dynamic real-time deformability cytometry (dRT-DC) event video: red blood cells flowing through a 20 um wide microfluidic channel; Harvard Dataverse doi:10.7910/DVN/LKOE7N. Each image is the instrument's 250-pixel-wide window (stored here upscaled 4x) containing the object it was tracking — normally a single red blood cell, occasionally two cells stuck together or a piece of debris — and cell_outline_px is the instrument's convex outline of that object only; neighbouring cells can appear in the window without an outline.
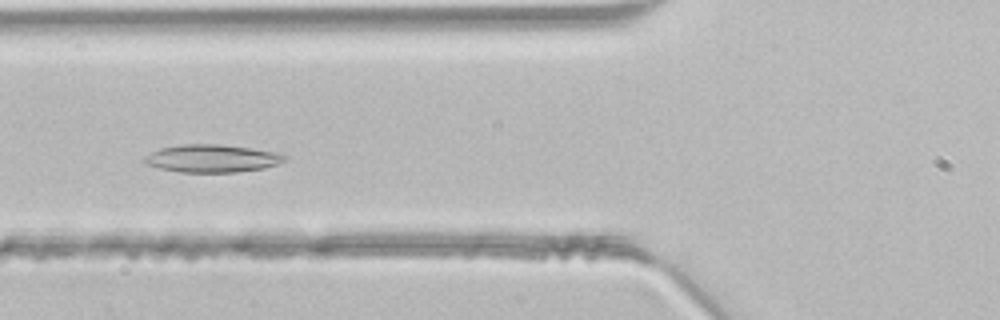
{"species": "common noctule bat (a hibernating species)", "species_latin": "Nyctalus noctula", "temperature_condition": "room temperature", "stored_images_in_passage": 44, "segment_of_instrument_passage": [1, 2], "camera_frame_rate_fps": 3000, "um_per_image_px": 0.085, "animal": {"sex": "male", "body_mass_g": 21.5, "forearm_length_mm": 52.0}, "frame": {"image": 1, "passage_image": 15, "time_ms": 4.667, "image_size_px": [1000, 320], "cell_outline_px": [[288, 156], [284, 160], [276, 164], [264, 168], [236, 172], [180, 172], [160, 168], [144, 164], [144, 156], [160, 148], [184, 144], [220, 144], [252, 148], [276, 152]], "centroid_in_image_um": [18.01, 13.46], "position_along_channel_um": 107.8, "area_um2": 22.6}}
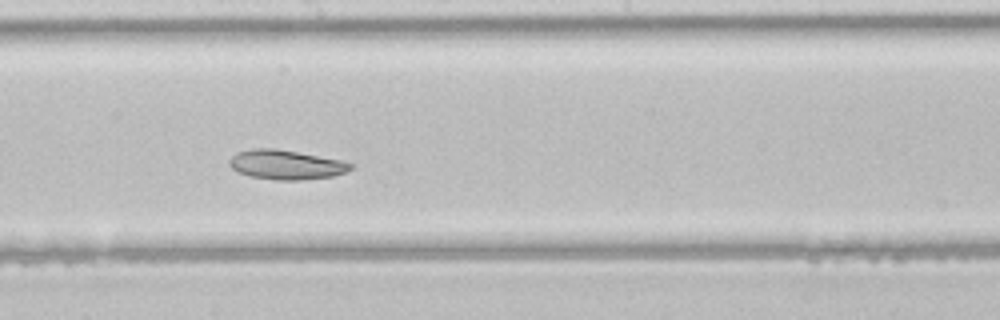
{"frame": {"image": 2, "passage_image": 23, "time_ms": 7.333, "image_size_px": [1000, 320], "cell_outline_px": [[352, 168], [348, 172], [332, 176], [300, 180], [276, 180], [252, 176], [236, 172], [228, 164], [228, 160], [236, 152], [252, 148], [276, 148], [340, 160], [352, 164]], "centroid_in_image_um": [24.27, 13.99], "position_along_channel_um": 223.9, "area_um2": 20.81}}
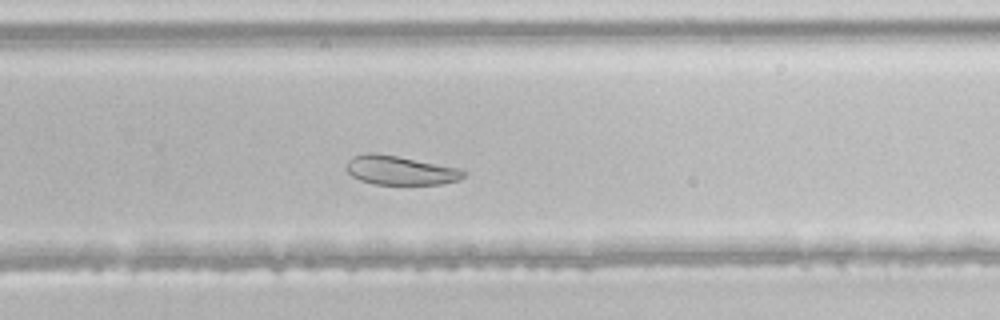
{"frame": {"image": 3, "passage_image": 28, "time_ms": 9.0, "image_size_px": [1000, 320], "cell_outline_px": [[464, 176], [460, 180], [444, 184], [372, 184], [360, 180], [352, 176], [344, 168], [348, 160], [352, 156], [364, 152], [372, 152], [396, 156], [460, 168], [464, 172]], "centroid_in_image_um": [33.97, 14.47], "position_along_channel_um": 295.8, "area_um2": 19.94}}